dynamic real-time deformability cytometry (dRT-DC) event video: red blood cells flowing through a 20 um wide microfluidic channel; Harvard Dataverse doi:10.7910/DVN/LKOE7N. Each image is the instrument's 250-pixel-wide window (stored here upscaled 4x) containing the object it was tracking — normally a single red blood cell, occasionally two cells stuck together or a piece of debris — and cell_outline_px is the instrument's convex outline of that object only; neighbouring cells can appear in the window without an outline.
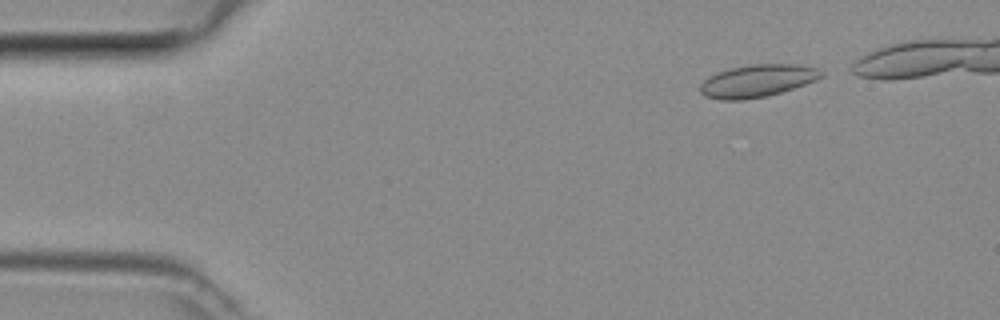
{"species": "common noctule bat (a hibernating species)", "species_latin": "Nyctalus noctula", "temperature_condition": "room temperature", "stored_images_in_passage": 36, "camera_frame_rate_fps": 3000, "um_per_image_px": 0.085, "animal": {"sex": "female", "body_mass_g": 29.2, "forearm_length_mm": 56.3}, "frame": {"image": 1, "passage_image": 2, "time_ms": 0.333, "image_size_px": [1000, 320], "cell_outline_px": [[824, 76], [816, 80], [780, 92], [764, 96], [744, 100], [720, 100], [704, 96], [700, 92], [700, 84], [708, 76], [716, 72], [732, 68], [752, 64], [792, 64], [820, 68], [824, 72]], "centroid_in_image_um": [64.36, 6.87], "position_along_channel_um": 20.6, "area_um2": 22.89}}
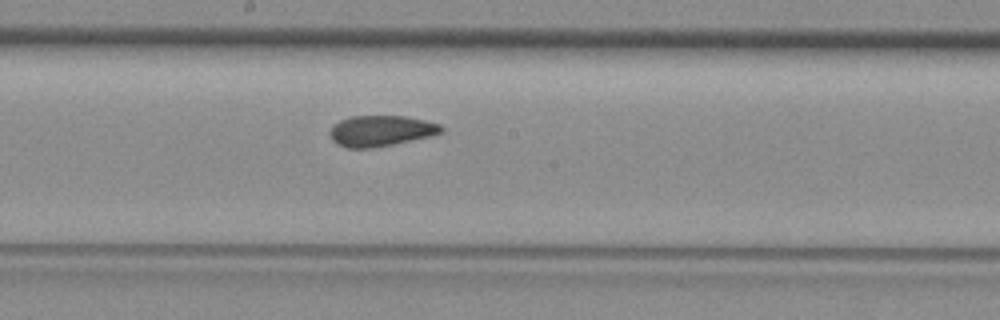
{"frame": {"image": 2, "passage_image": 21, "time_ms": 6.667, "image_size_px": [1000, 320], "cell_outline_px": [[444, 128], [440, 132], [428, 136], [392, 144], [368, 148], [348, 148], [336, 144], [332, 140], [328, 132], [332, 124], [340, 120], [352, 116], [404, 116], [424, 120], [440, 124]], "centroid_in_image_um": [32.29, 11.11], "position_along_channel_um": 215.9, "area_um2": 19.83}}
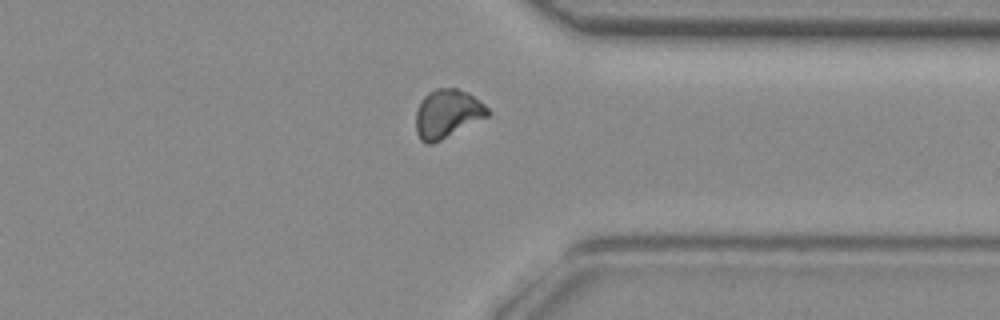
{"frame": {"image": 3, "passage_image": 32, "time_ms": 10.333, "image_size_px": [1000, 320], "cell_outline_px": [[492, 112], [488, 116], [432, 144], [424, 144], [420, 140], [416, 132], [416, 112], [420, 100], [428, 92], [436, 88], [456, 88], [468, 92], [484, 104]], "centroid_in_image_um": [38.0, 9.65], "position_along_channel_um": 373.4, "area_um2": 20.35}}